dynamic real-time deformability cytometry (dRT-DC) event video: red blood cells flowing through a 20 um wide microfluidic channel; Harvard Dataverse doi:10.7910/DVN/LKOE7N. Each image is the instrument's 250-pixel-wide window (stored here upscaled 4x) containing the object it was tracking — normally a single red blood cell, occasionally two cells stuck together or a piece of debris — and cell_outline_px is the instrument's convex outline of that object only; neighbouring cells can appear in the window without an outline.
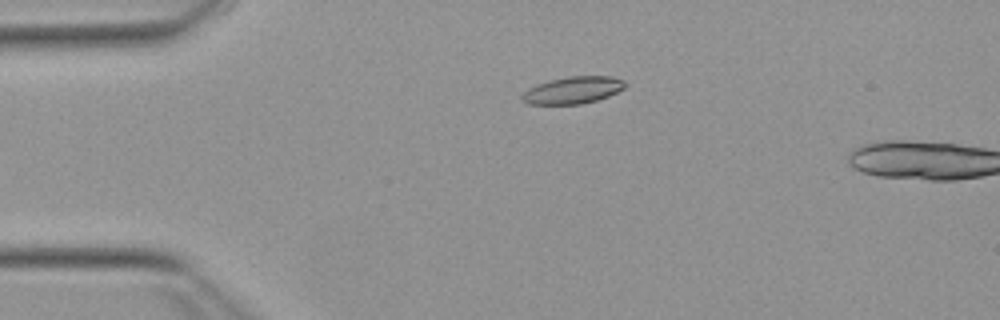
{"species": "Egyptian fruit bat (a non-hibernating species)", "species_latin": "Rousettus aegyptiacus", "temperature_condition": "warm", "stored_images_in_passage": 14, "camera_frame_rate_fps": 3000, "um_per_image_px": 0.085, "animal": {"sex": "female"}, "frame": {"image": 1, "passage_image": 12, "time_ms": 3.667, "image_size_px": [1000, 320], "cell_outline_px": [[628, 84], [624, 88], [608, 96], [596, 100], [580, 104], [528, 104], [520, 100], [520, 96], [528, 88], [536, 84], [548, 80], [568, 76], [612, 76], [624, 80]], "centroid_in_image_um": [48.67, 7.65], "position_along_channel_um": 36.3, "area_um2": 16.42}}